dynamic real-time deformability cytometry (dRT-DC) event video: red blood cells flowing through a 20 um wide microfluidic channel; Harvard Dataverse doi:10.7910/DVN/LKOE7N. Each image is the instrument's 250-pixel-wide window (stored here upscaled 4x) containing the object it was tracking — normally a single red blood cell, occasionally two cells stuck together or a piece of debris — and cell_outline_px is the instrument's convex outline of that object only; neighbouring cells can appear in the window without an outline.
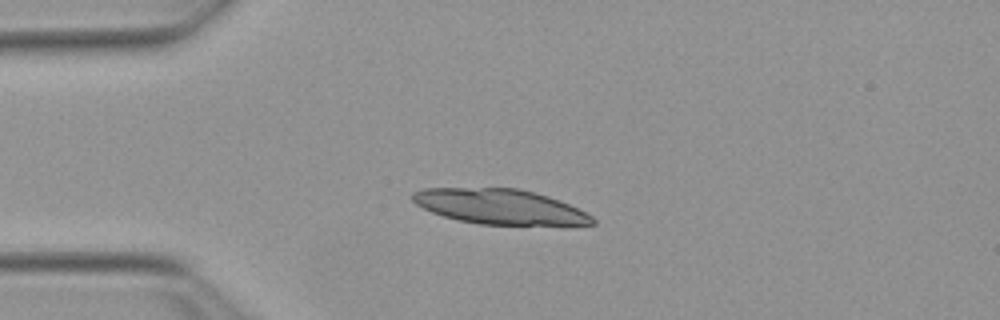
{"species": "Egyptian fruit bat (a non-hibernating species)", "species_latin": "Rousettus aegyptiacus", "temperature_condition": "warm", "stored_images_in_passage": 41, "camera_frame_rate_fps": 3000, "um_per_image_px": 0.085, "animal": {"sex": "female"}, "frame": {"image": 1, "passage_image": 1, "time_ms": 0.0, "image_size_px": [1000, 320], "cell_outline_px": [[596, 224], [480, 224], [460, 220], [444, 216], [432, 212], [416, 204], [412, 200], [412, 192], [424, 188], [516, 188], [536, 192], [560, 200], [592, 216], [596, 220]], "centroid_in_image_um": [42.45, 17.54], "position_along_channel_um": 42.5, "area_um2": 36.18}}
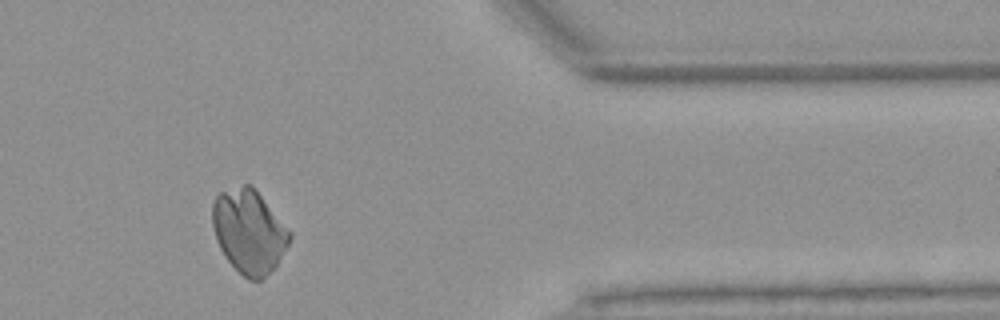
{"frame": {"image": 2, "passage_image": 32, "time_ms": 10.333, "image_size_px": [1000, 320], "cell_outline_px": [[292, 236], [288, 244], [276, 264], [260, 280], [248, 280], [228, 260], [220, 248], [216, 240], [212, 224], [212, 200], [220, 192], [244, 184], [252, 184], [292, 232]], "centroid_in_image_um": [21.15, 19.62], "position_along_channel_um": 390.2, "area_um2": 37.45}}
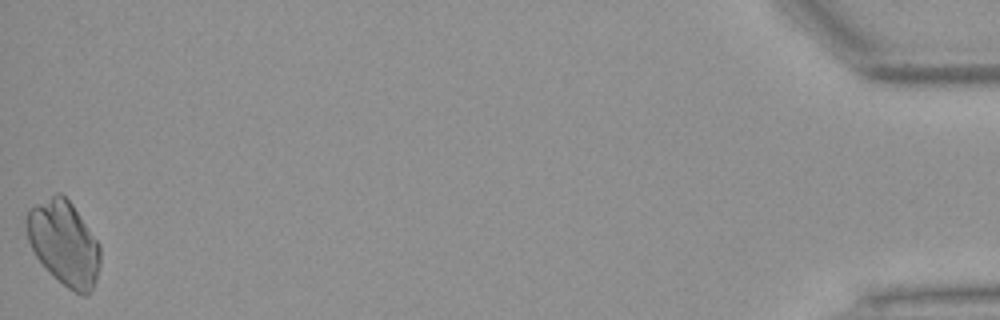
{"frame": {"image": 3, "passage_image": 41, "time_ms": 13.333, "image_size_px": [1000, 320], "cell_outline_px": [[100, 264], [96, 280], [88, 296], [84, 296], [68, 288], [36, 256], [28, 240], [28, 208], [56, 192], [60, 192], [72, 204], [100, 244]], "centroid_in_image_um": [5.47, 20.64], "position_along_channel_um": 429.7, "area_um2": 35.55}}